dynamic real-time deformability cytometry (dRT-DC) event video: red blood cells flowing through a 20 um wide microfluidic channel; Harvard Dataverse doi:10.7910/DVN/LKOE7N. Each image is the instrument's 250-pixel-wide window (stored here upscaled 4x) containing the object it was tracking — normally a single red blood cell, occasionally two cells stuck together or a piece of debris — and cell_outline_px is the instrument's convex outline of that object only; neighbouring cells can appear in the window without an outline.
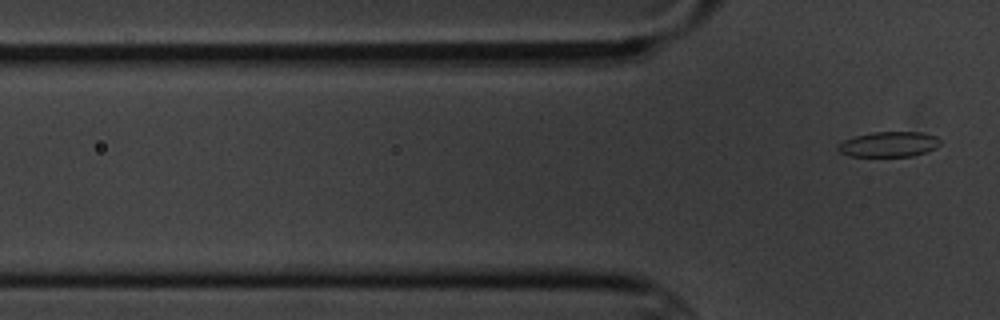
{"species": "common noctule bat (a hibernating species)", "species_latin": "Nyctalus noctula", "temperature_condition": "cold", "stored_images_in_passage": 7, "segment_of_instrument_passage": [2, 2], "camera_frame_rate_fps": 3000, "um_per_image_px": 0.085, "animal": {"sex": "male", "body_mass_g": 20.1, "forearm_length_mm": 53.5}, "frame": {"image": 1, "passage_image": 7, "time_ms": 8.0, "image_size_px": [1000, 320], "cell_outline_px": [[940, 144], [936, 148], [912, 156], [848, 156], [840, 152], [836, 148], [836, 144], [844, 140], [856, 136], [872, 132], [920, 132], [936, 136], [940, 140]], "centroid_in_image_um": [75.52, 12.26], "position_along_channel_um": 50.3, "area_um2": 15.03}}